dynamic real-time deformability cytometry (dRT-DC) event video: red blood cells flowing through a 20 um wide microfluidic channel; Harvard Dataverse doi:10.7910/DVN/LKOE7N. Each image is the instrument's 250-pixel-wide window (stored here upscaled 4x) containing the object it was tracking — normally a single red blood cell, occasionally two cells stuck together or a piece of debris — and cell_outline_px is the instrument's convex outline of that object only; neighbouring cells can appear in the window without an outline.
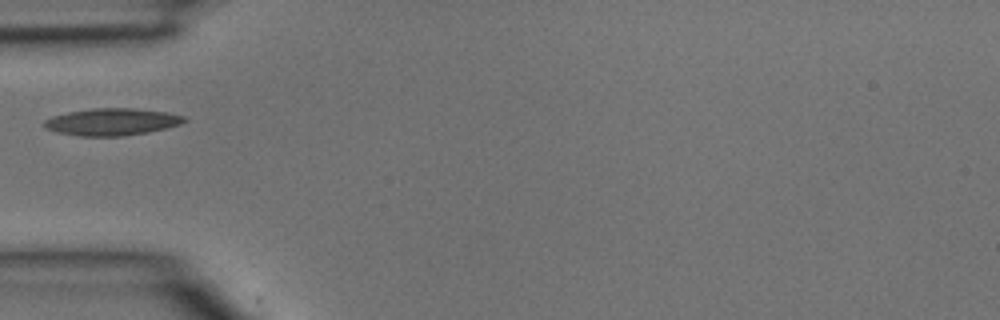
{"species": "common noctule bat (a hibernating species)", "species_latin": "Nyctalus noctula", "temperature_condition": "room temperature", "stored_images_in_passage": 1, "camera_frame_rate_fps": 3000, "um_per_image_px": 0.085, "animal": {"sex": "male", "body_mass_g": 15.6}, "frame": {"image": 1, "passage_image": 1, "time_ms": 0.0, "image_size_px": [1000, 320], "cell_outline_px": [[188, 120], [180, 124], [168, 128], [148, 132], [124, 136], [80, 136], [56, 132], [44, 128], [40, 124], [44, 120], [52, 116], [68, 112], [92, 108], [132, 108], [164, 112], [184, 116]], "centroid_in_image_um": [9.47, 10.36], "position_along_channel_um": 75.5, "area_um2": 22.25}}